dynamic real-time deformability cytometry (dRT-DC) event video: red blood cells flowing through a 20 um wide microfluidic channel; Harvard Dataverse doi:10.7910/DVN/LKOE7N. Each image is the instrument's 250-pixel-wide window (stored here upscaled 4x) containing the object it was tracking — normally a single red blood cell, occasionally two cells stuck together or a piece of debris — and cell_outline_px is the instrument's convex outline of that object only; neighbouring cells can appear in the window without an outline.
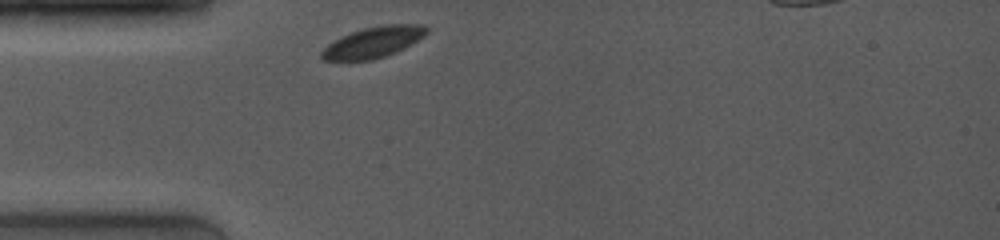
{"species": "common noctule bat (a hibernating species)", "species_latin": "Nyctalus noctula", "temperature_condition": "room temperature", "stored_images_in_passage": 39, "camera_frame_rate_fps": 4000, "um_per_image_px": 0.085, "animal": {"sex": "female", "body_mass_g": 19.0, "forearm_length_mm": 53.3}, "frame": {"image": 1, "passage_image": 1, "time_ms": 0.0, "image_size_px": [1000, 240], "cell_outline_px": [[428, 32], [424, 36], [396, 52], [372, 60], [324, 60], [320, 56], [320, 52], [328, 44], [340, 36], [364, 28], [384, 24], [424, 24], [428, 28]], "centroid_in_image_um": [31.73, 3.57], "position_along_channel_um": 53.3, "area_um2": 18.84}}
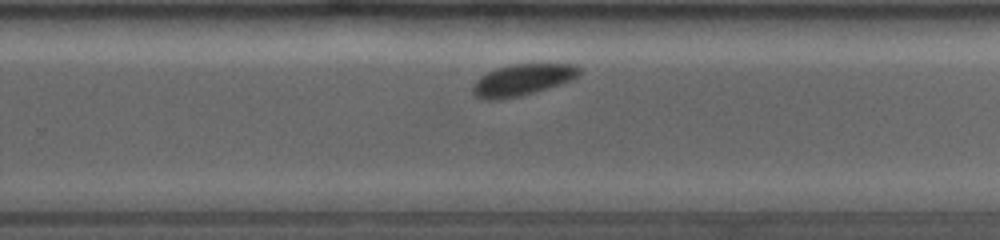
{"frame": {"image": 2, "passage_image": 25, "time_ms": 6.25, "image_size_px": [1000, 240], "cell_outline_px": [[580, 72], [572, 80], [560, 84], [520, 96], [500, 100], [488, 100], [476, 96], [472, 92], [472, 84], [480, 76], [488, 72], [500, 68], [516, 64], [576, 64], [580, 68]], "centroid_in_image_um": [44.38, 6.8], "position_along_channel_um": 285.4, "area_um2": 19.31}}
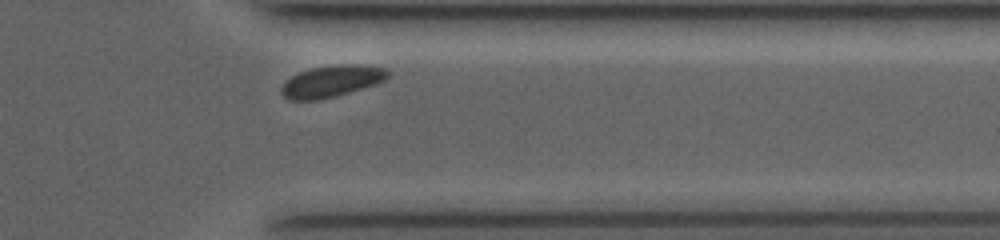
{"frame": {"image": 3, "passage_image": 35, "time_ms": 8.75, "image_size_px": [1000, 240], "cell_outline_px": [[388, 76], [384, 80], [376, 84], [336, 96], [320, 100], [288, 100], [280, 92], [280, 88], [284, 80], [300, 72], [312, 68], [340, 64], [360, 64], [384, 68], [388, 72]], "centroid_in_image_um": [28.14, 6.91], "position_along_channel_um": 383.3, "area_um2": 19.65}, "authors_computed_cell_mechanics": {"area_um2": 19.7676, "velocity_mm_per_s": 3.8492, "shape_relaxation_time_tau1_ms": 1.9829, "shape_relaxation_time_tau2_ms": null, "deformation_change_tau1": 0.0822, "deformation_change_tau2": null}}